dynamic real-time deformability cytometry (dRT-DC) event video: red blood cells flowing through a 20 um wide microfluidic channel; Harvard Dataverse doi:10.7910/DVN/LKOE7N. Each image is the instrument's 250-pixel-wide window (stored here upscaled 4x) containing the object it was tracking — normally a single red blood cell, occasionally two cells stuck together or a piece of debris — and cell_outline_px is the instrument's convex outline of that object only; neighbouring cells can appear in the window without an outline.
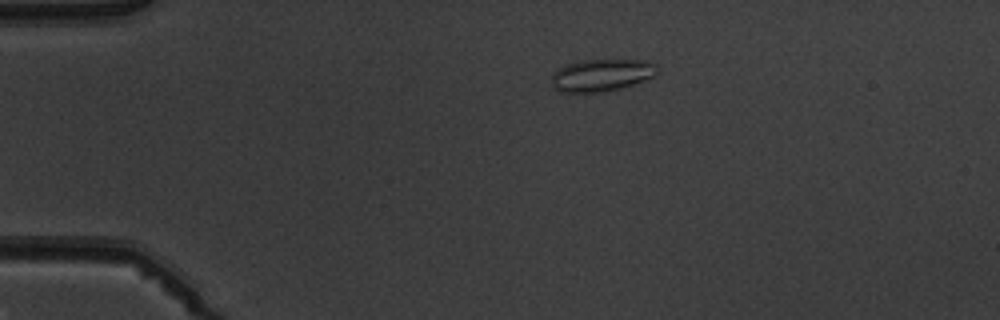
{"species": "common noctule bat (a hibernating species)", "species_latin": "Nyctalus noctula", "temperature_condition": "warm", "stored_images_in_passage": 4, "camera_frame_rate_fps": 3000, "um_per_image_px": 0.085, "animal": {"sex": "male", "body_mass_g": 19.5, "forearm_length_mm": 54.6}, "frame": {"image": 1, "passage_image": 1, "time_ms": 0.0, "image_size_px": [1000, 320], "cell_outline_px": [[656, 72], [652, 76], [632, 84], [620, 88], [600, 92], [560, 92], [552, 88], [552, 72], [568, 64], [580, 60], [644, 60], [656, 64]], "centroid_in_image_um": [51.06, 6.38], "position_along_channel_um": 33.9, "area_um2": 19.59}}
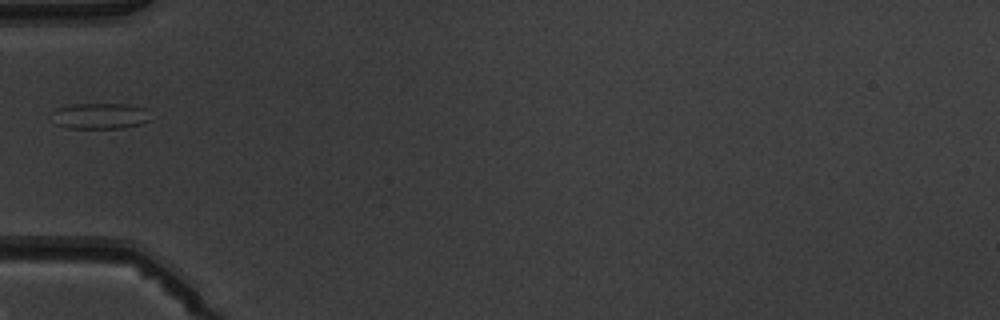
{"frame": {"image": 2, "passage_image": 3, "time_ms": 2.333, "image_size_px": [1000, 320], "cell_outline_px": [[148, 120], [140, 124], [120, 128], [68, 128], [56, 124], [52, 112], [56, 108], [72, 104], [124, 104], [144, 108]], "centroid_in_image_um": [8.43, 9.85], "position_along_channel_um": 76.6, "area_um2": 14.57}}
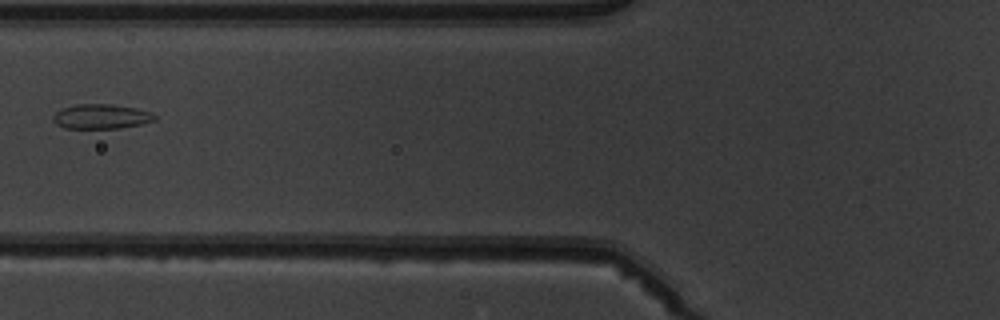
{"frame": {"image": 3, "passage_image": 4, "time_ms": 3.333, "image_size_px": [1000, 320], "cell_outline_px": [[156, 120], [140, 124], [120, 128], [64, 128], [56, 124], [52, 120], [52, 116], [60, 108], [76, 104], [112, 104], [136, 108], [152, 112], [156, 116]], "centroid_in_image_um": [8.58, 9.89], "position_along_channel_um": 117.2, "area_um2": 14.74}}